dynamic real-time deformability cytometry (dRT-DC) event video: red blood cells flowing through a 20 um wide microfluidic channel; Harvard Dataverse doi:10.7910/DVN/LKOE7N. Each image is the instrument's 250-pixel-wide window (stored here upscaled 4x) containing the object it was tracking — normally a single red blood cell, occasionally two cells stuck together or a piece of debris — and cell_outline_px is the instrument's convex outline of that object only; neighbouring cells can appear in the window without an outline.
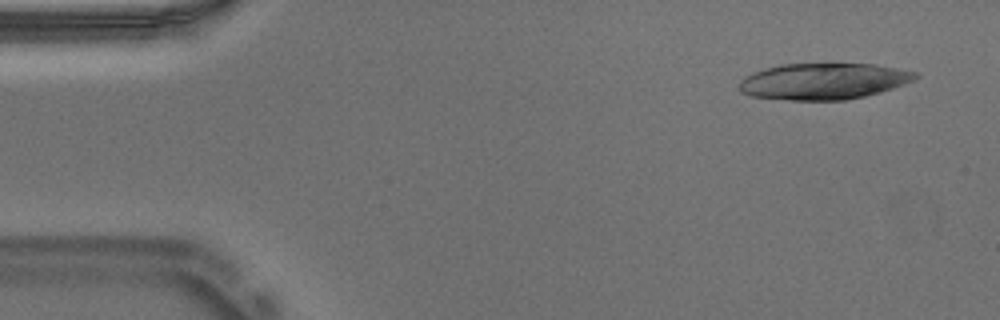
{"species": "Egyptian fruit bat (a non-hibernating species)", "species_latin": "Rousettus aegyptiacus", "temperature_condition": "warm", "stored_images_in_passage": 52, "segment_of_instrument_passage": [1, 2], "camera_frame_rate_fps": 3000, "um_per_image_px": 0.085, "animal": {"sex": "male"}, "frame": {"image": 1, "passage_image": 3, "time_ms": 0.667, "image_size_px": [1000, 320], "cell_outline_px": [[920, 76], [916, 80], [880, 92], [864, 96], [844, 100], [788, 100], [752, 96], [740, 92], [740, 80], [744, 76], [752, 72], [764, 68], [780, 64], [876, 64], [916, 72]], "centroid_in_image_um": [69.99, 6.9], "position_along_channel_um": 15.0, "area_um2": 37.34}}